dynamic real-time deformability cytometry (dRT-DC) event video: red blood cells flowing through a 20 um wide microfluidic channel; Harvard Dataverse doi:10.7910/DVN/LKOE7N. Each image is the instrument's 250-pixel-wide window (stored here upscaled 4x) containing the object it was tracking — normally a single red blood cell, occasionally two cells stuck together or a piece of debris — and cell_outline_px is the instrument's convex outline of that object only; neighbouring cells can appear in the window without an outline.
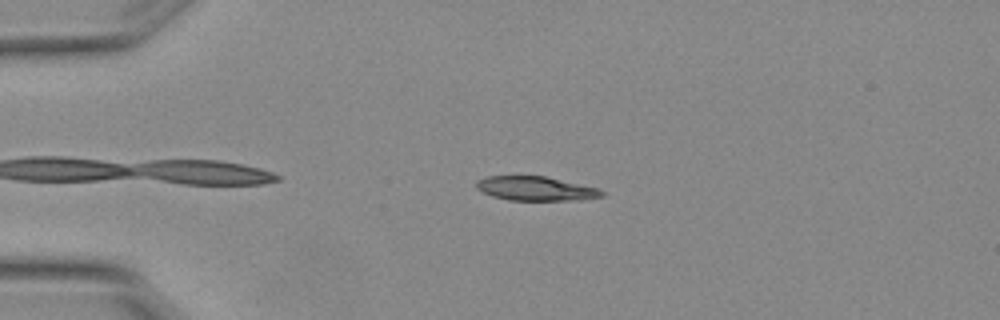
{"species": "Egyptian fruit bat (a non-hibernating species)", "species_latin": "Rousettus aegyptiacus", "temperature_condition": "warm", "stored_images_in_passage": 2, "camera_frame_rate_fps": 3000, "um_per_image_px": 0.085, "animal": {"sex": "female"}, "frame": {"image": 1, "passage_image": 2, "time_ms": 0.333, "image_size_px": [1000, 320], "cell_outline_px": [[604, 196], [576, 200], [508, 200], [492, 196], [476, 188], [476, 180], [488, 176], [544, 176], [596, 188], [604, 192]], "centroid_in_image_um": [45.49, 16.03], "position_along_channel_um": 39.5, "area_um2": 17.4}}